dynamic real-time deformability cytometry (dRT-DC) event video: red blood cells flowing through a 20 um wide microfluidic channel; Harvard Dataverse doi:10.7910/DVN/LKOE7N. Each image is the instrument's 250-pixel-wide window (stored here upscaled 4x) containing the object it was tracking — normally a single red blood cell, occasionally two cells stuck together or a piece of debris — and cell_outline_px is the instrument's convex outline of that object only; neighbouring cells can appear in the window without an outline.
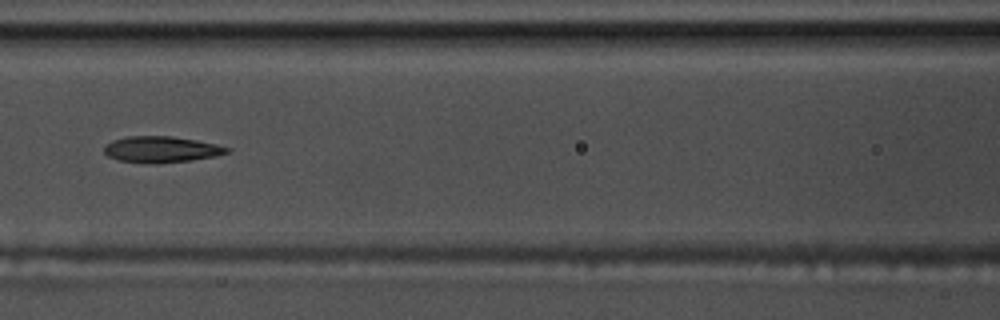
{"species": "common noctule bat (a hibernating species)", "species_latin": "Nyctalus noctula", "temperature_condition": "warm", "stored_images_in_passage": 45, "camera_frame_rate_fps": 3000, "um_per_image_px": 0.085, "animal": {"sex": "male", "body_mass_g": 17.5, "forearm_length_mm": 52.3}, "frame": {"image": 1, "passage_image": 14, "time_ms": 4.333, "image_size_px": [1000, 320], "cell_outline_px": [[232, 152], [216, 156], [192, 160], [156, 164], [148, 164], [120, 160], [108, 156], [104, 152], [104, 148], [112, 140], [128, 136], [172, 136], [196, 140], [216, 144], [232, 148]], "centroid_in_image_um": [13.76, 12.7], "position_along_channel_um": 152.8, "area_um2": 18.9}}
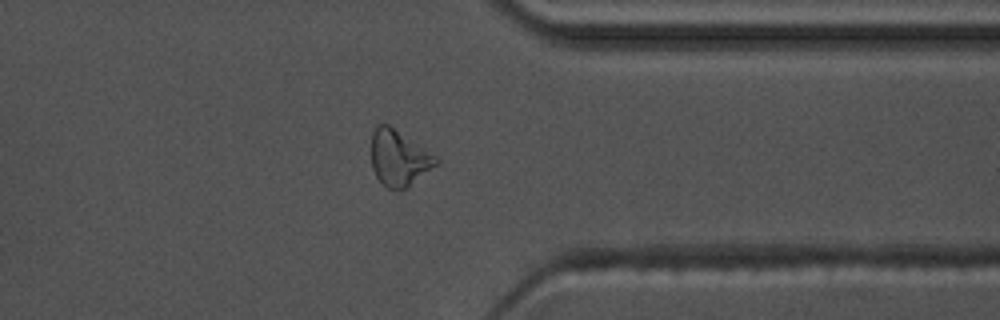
{"frame": {"image": 2, "passage_image": 33, "time_ms": 10.667, "image_size_px": [1000, 320], "cell_outline_px": [[440, 160], [436, 164], [404, 188], [388, 188], [376, 176], [372, 168], [372, 132], [376, 124], [388, 124], [436, 156]], "centroid_in_image_um": [33.86, 13.39], "position_along_channel_um": 377.5, "area_um2": 20.29}}
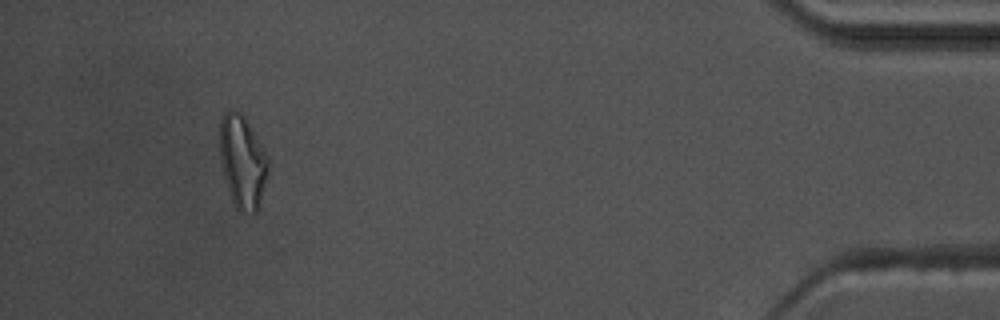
{"frame": {"image": 3, "passage_image": 41, "time_ms": 13.333, "image_size_px": [1000, 320], "cell_outline_px": [[268, 168], [260, 204], [256, 212], [240, 212], [236, 208], [232, 200], [224, 176], [220, 156], [220, 116], [228, 108], [232, 108], [240, 112], [244, 116], [268, 160]], "centroid_in_image_um": [20.58, 13.72], "position_along_channel_um": 414.6, "area_um2": 25.72}, "authors_computed_cell_mechanics": {"area_um2": 18.7272, "velocity_mm_per_s": 3.6351, "shape_relaxation_time_tau1_ms": 6.9716, "shape_relaxation_time_tau2_ms": 3.2913, "deformation_change_tau1": 0.2036, "deformation_change_tau2": 0.1074}}